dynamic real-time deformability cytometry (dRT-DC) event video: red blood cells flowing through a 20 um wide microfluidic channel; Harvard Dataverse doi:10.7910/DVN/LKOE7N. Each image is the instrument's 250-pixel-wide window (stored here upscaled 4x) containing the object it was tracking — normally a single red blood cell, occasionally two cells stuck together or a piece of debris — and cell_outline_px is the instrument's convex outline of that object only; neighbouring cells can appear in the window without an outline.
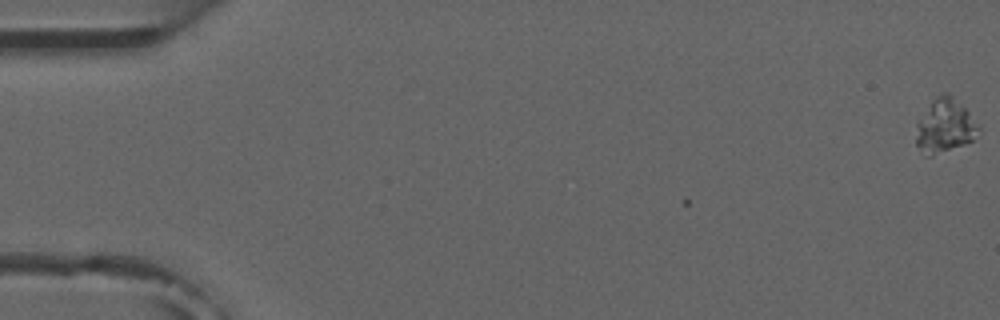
{"species": "common noctule bat (a hibernating species)", "species_latin": "Nyctalus noctula", "temperature_condition": "room temperature", "stored_images_in_passage": 4, "camera_frame_rate_fps": 3000, "um_per_image_px": 0.085, "animal": {"sex": "male", "forearm_length_mm": 52.5}, "frame": {"image": 1, "passage_image": 1, "time_ms": 0.0, "image_size_px": [1000, 320], "cell_outline_px": [[980, 132], [972, 140], [964, 144], [932, 156], [924, 156], [916, 144], [916, 124], [932, 100], [940, 92], [948, 92], [968, 112], [980, 128]], "centroid_in_image_um": [80.28, 10.72], "position_along_channel_um": 4.7, "area_um2": 19.48}}